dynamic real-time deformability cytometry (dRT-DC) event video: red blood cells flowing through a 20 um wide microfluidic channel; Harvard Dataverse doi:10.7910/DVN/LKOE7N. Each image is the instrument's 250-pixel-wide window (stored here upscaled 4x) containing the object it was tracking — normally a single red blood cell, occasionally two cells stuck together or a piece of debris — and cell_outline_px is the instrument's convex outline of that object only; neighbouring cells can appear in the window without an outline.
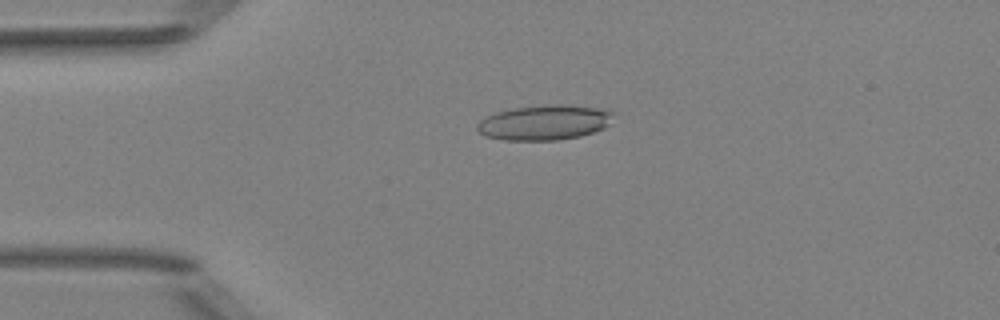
{"species": "Egyptian fruit bat (a non-hibernating species)", "species_latin": "Rousettus aegyptiacus", "temperature_condition": "room temperature", "stored_images_in_passage": 51, "camera_frame_rate_fps": 3000, "um_per_image_px": 0.085, "animal": {"sex": "female"}, "frame": {"image": 1, "passage_image": 12, "time_ms": 3.667, "image_size_px": [1000, 320], "cell_outline_px": [[616, 112], [608, 124], [604, 128], [580, 136], [556, 140], [504, 140], [484, 136], [476, 128], [476, 124], [480, 120], [496, 112], [516, 108], [556, 104], [560, 104], [608, 108]], "centroid_in_image_um": [46.32, 10.4], "position_along_channel_um": 38.7, "area_um2": 27.86}}
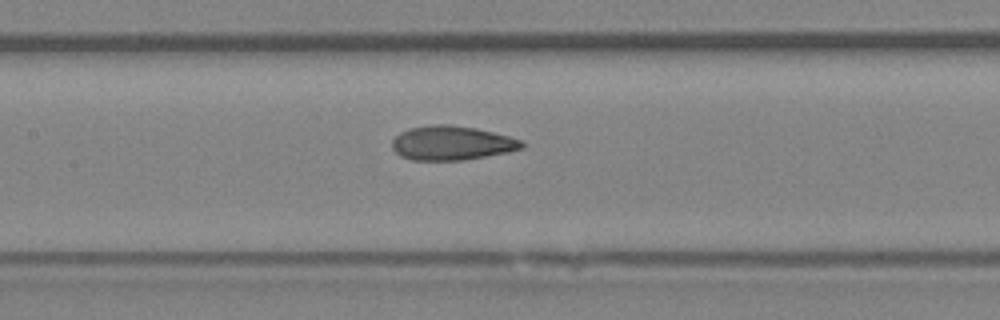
{"frame": {"image": 2, "passage_image": 24, "time_ms": 7.667, "image_size_px": [1000, 320], "cell_outline_px": [[524, 148], [508, 152], [464, 160], [412, 160], [400, 156], [392, 148], [392, 140], [400, 132], [412, 128], [432, 124], [448, 124], [476, 128], [508, 136], [520, 140], [524, 144]], "centroid_in_image_um": [38.39, 12.16], "position_along_channel_um": 169.0, "area_um2": 25.78}}
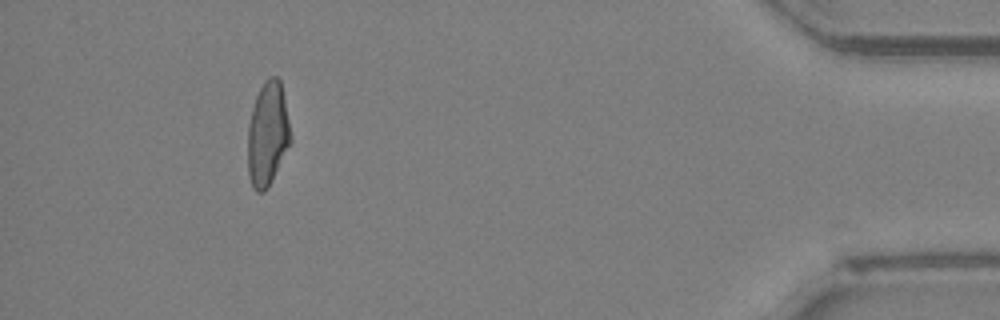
{"frame": {"image": 3, "passage_image": 47, "time_ms": 15.333, "image_size_px": [1000, 320], "cell_outline_px": [[292, 140], [268, 188], [264, 192], [256, 192], [252, 188], [248, 176], [248, 124], [252, 108], [256, 96], [264, 80], [268, 76], [276, 76], [280, 80]], "centroid_in_image_um": [22.73, 11.42], "position_along_channel_um": 412.5, "area_um2": 25.95}, "authors_computed_cell_mechanics": {"area_um2": 26.3568, "velocity_mm_per_s": 4.0109, "shape_relaxation_time_tau1_ms": 6.6032, "shape_relaxation_time_tau2_ms": 1.7789, "deformation_change_tau1": 0.1886, "deformation_change_tau2": 0.0777}}